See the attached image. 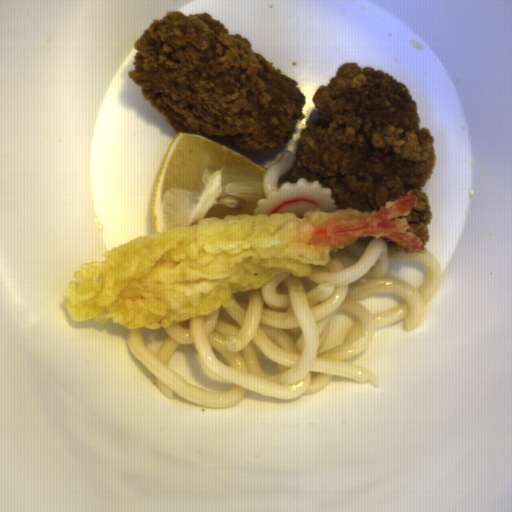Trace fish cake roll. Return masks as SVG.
Instances as JSON below:
<instances>
[{
    "label": "fish cake roll",
    "mask_w": 512,
    "mask_h": 512,
    "mask_svg": "<svg viewBox=\"0 0 512 512\" xmlns=\"http://www.w3.org/2000/svg\"><path fill=\"white\" fill-rule=\"evenodd\" d=\"M332 187H324L318 181H307L304 177L295 182L283 183L278 190L268 192L258 200V206L251 214H270L294 212L303 218L306 211L315 209L327 213L337 211V204L331 196Z\"/></svg>",
    "instance_id": "14b837c1"
}]
</instances>
